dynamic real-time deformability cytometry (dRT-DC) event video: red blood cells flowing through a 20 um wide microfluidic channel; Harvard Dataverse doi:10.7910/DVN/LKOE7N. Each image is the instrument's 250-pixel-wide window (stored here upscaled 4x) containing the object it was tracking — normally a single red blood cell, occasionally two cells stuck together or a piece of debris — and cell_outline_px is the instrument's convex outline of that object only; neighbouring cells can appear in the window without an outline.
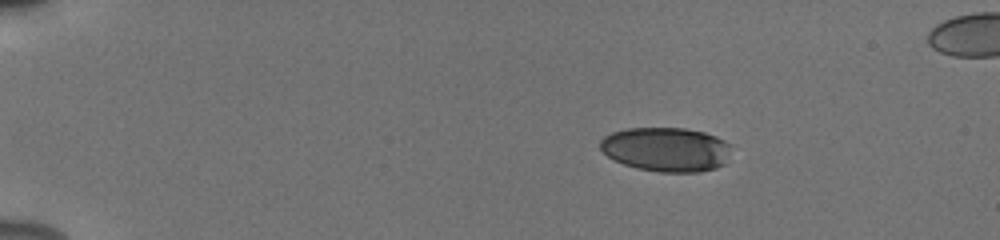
{"species": "human", "species_latin": "Homo sapiens", "temperature_condition": "cold", "stored_images_in_passage": 45, "camera_frame_rate_fps": 3000, "um_per_image_px": 0.085, "donor": {"sex": "male"}, "frame": {"image": 1, "passage_image": 1, "time_ms": 0.0, "image_size_px": [1000, 240], "cell_outline_px": [[732, 144], [724, 164], [716, 168], [700, 172], [660, 172], [636, 168], [612, 160], [600, 148], [600, 140], [604, 136], [612, 132], [628, 128], [684, 128], [704, 132], [716, 136]], "centroid_in_image_um": [56.62, 12.7], "position_along_channel_um": 28.4, "area_um2": 33.99}}
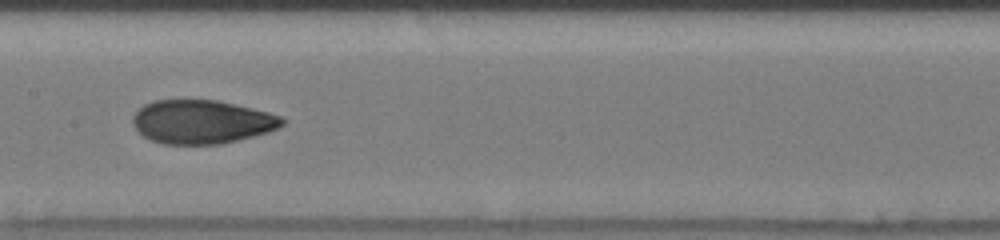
{"frame": {"image": 2, "passage_image": 21, "time_ms": 6.667, "image_size_px": [1000, 240], "cell_outline_px": [[284, 124], [268, 132], [220, 144], [164, 144], [152, 140], [144, 136], [132, 124], [132, 116], [144, 104], [156, 100], [184, 96], [216, 100], [252, 108], [268, 112], [280, 116], [284, 120]], "centroid_in_image_um": [17.1, 10.31], "position_along_channel_um": 190.3, "area_um2": 38.55}}
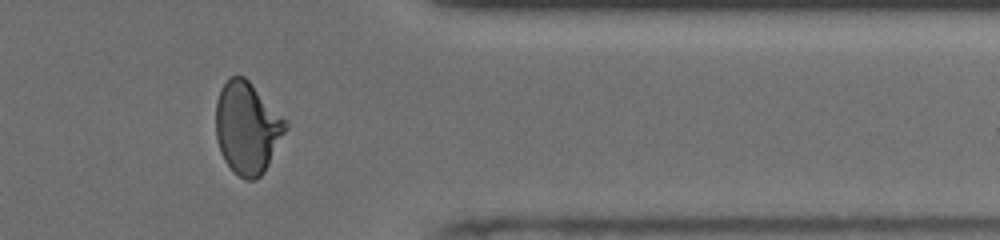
{"frame": {"image": 3, "passage_image": 37, "time_ms": 12.0, "image_size_px": [1000, 240], "cell_outline_px": [[288, 128], [264, 172], [260, 176], [252, 180], [244, 180], [224, 160], [220, 152], [216, 136], [216, 100], [220, 88], [228, 76], [244, 76], [248, 80], [288, 124]], "centroid_in_image_um": [20.98, 10.86], "position_along_channel_um": 390.4, "area_um2": 36.99}, "authors_computed_cell_mechanics": {"area_um2": 36.992, "velocity_mm_per_s": 3.9079, "shape_relaxation_time_tau1_ms": 7.685, "shape_relaxation_time_tau2_ms": 1.4163, "deformation_change_tau1": 0.2358, "deformation_change_tau2": 0.067}}